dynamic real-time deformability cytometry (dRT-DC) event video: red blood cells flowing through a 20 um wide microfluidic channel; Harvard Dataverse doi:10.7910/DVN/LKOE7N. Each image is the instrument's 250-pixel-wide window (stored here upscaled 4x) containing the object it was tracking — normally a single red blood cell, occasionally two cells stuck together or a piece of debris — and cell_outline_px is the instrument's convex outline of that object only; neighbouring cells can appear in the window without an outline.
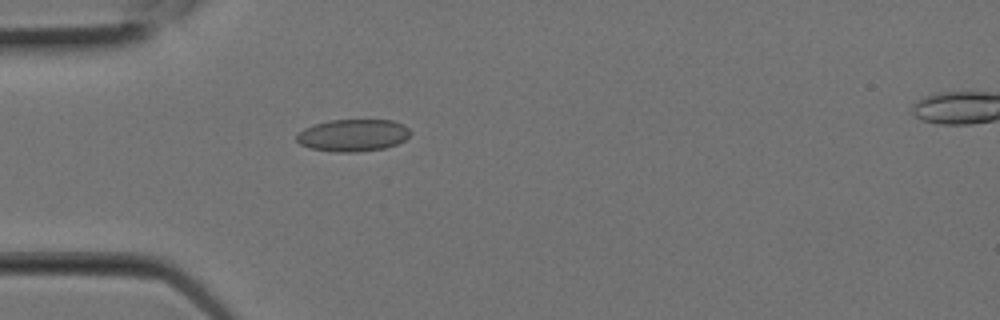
{"species": "Egyptian fruit bat (a non-hibernating species)", "species_latin": "Rousettus aegyptiacus", "temperature_condition": "room temperature", "stored_images_in_passage": 6, "camera_frame_rate_fps": 3000, "um_per_image_px": 0.085, "animal": {"sex": "female"}, "frame": {"image": 1, "passage_image": 5, "time_ms": 1.333, "image_size_px": [1000, 320], "cell_outline_px": [[412, 132], [404, 140], [396, 144], [384, 148], [356, 152], [336, 152], [308, 148], [300, 144], [296, 140], [296, 136], [304, 128], [312, 124], [332, 120], [392, 120], [404, 124]], "centroid_in_image_um": [29.99, 11.5], "position_along_channel_um": 55.0, "area_um2": 21.39}}